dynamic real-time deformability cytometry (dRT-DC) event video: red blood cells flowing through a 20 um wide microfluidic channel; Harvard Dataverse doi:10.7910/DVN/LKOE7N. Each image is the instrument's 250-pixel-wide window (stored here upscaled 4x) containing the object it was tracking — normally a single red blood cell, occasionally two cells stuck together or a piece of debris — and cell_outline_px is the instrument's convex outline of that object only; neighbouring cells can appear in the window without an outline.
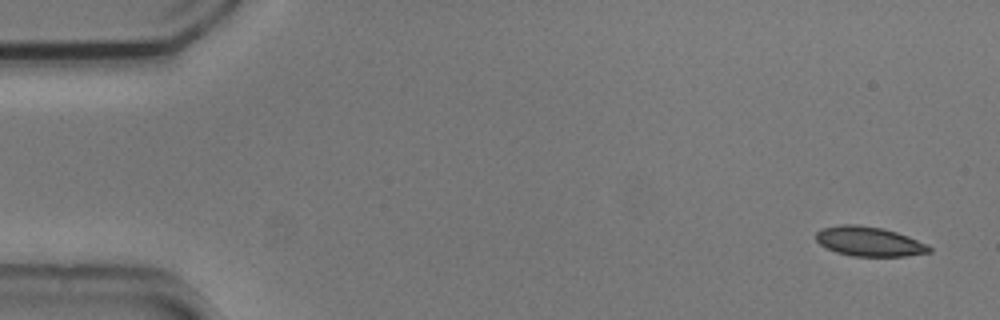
{"species": "common noctule bat (a hibernating species)", "species_latin": "Nyctalus noctula", "temperature_condition": "cold", "stored_images_in_passage": 6, "camera_frame_rate_fps": 3000, "um_per_image_px": 0.085, "animal": {"sex": "male", "body_mass_g": 20.5, "forearm_length_mm": 52.5}, "frame": {"image": 1, "passage_image": 1, "time_ms": 0.0, "image_size_px": [1000, 320], "cell_outline_px": [[932, 252], [904, 256], [852, 256], [836, 252], [820, 244], [816, 240], [816, 232], [820, 228], [840, 224], [860, 224], [884, 228], [908, 236], [928, 244], [932, 248]], "centroid_in_image_um": [73.88, 20.51], "position_along_channel_um": 11.1, "area_um2": 19.71}}
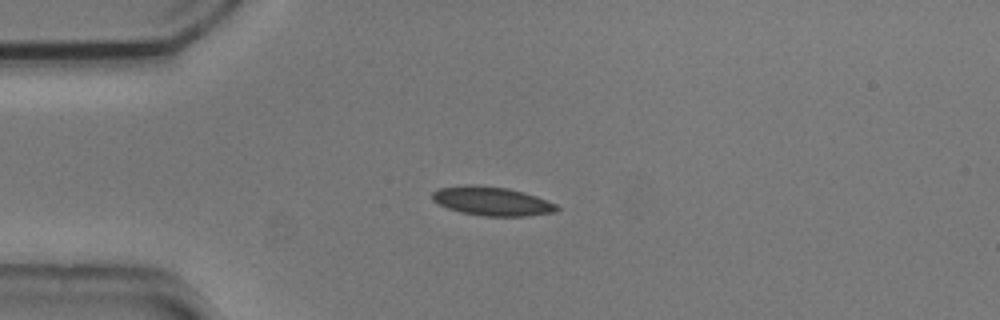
{"frame": {"image": 2, "passage_image": 4, "time_ms": 1.0, "image_size_px": [1000, 320], "cell_outline_px": [[560, 208], [556, 212], [528, 216], [484, 216], [460, 212], [448, 208], [432, 200], [432, 192], [440, 188], [468, 184], [472, 184], [508, 188], [524, 192], [536, 196], [556, 204]], "centroid_in_image_um": [41.83, 17.1], "position_along_channel_um": 43.2, "area_um2": 20.98}}